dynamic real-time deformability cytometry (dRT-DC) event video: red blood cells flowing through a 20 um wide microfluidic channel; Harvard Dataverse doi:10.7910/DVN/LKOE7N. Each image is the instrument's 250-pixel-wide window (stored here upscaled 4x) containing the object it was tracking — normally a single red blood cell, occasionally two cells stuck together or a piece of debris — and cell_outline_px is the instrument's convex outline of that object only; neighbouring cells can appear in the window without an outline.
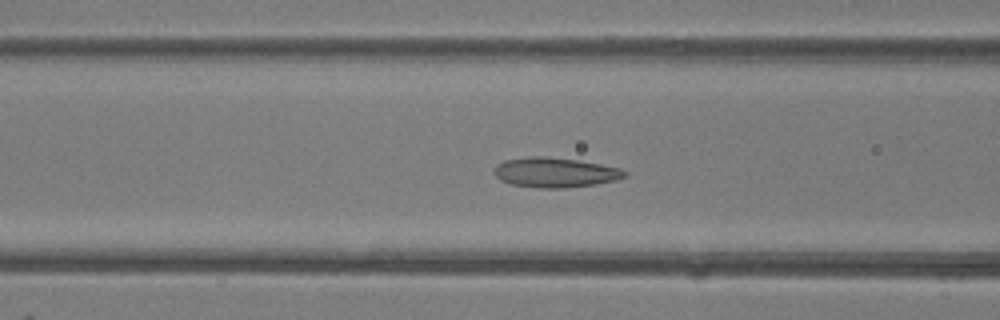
{"species": "common noctule bat (a hibernating species)", "species_latin": "Nyctalus noctula", "temperature_condition": "room temperature", "stored_images_in_passage": 49, "camera_frame_rate_fps": 3000, "um_per_image_px": 0.085, "animal": {"sex": "female"}, "frame": {"image": 1, "passage_image": 19, "time_ms": 6.0, "image_size_px": [1000, 320], "cell_outline_px": [[628, 176], [616, 180], [596, 184], [564, 188], [540, 188], [512, 184], [500, 180], [492, 172], [496, 164], [504, 160], [532, 156], [548, 156], [576, 160], [600, 164], [620, 168], [628, 172]], "centroid_in_image_um": [47.18, 14.65], "position_along_channel_um": 119.4, "area_um2": 22.83}}
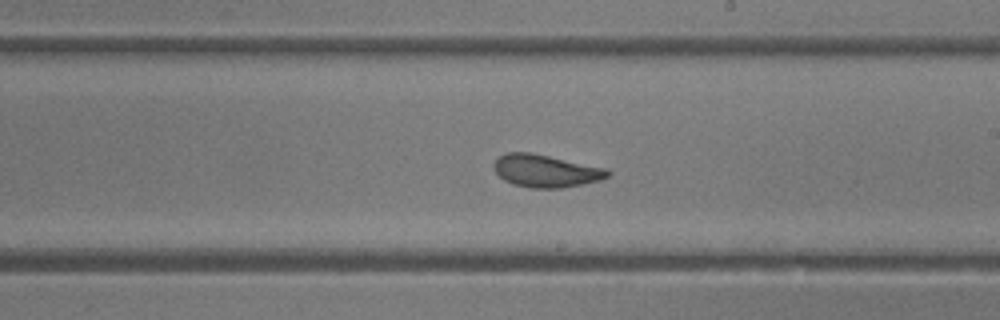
{"frame": {"image": 2, "passage_image": 28, "time_ms": 9.0, "image_size_px": [1000, 320], "cell_outline_px": [[612, 172], [608, 176], [600, 180], [560, 188], [528, 188], [512, 184], [504, 180], [492, 168], [492, 164], [504, 152], [528, 152], [608, 168]], "centroid_in_image_um": [46.37, 14.52], "position_along_channel_um": 242.6, "area_um2": 21.62}}
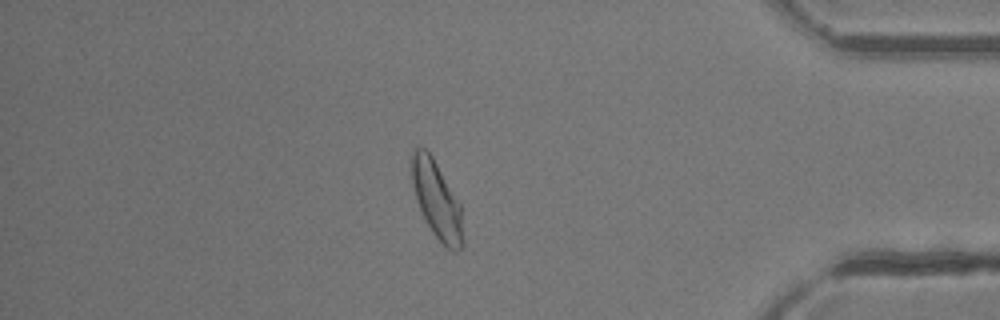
{"frame": {"image": 3, "passage_image": 42, "time_ms": 13.667, "image_size_px": [1000, 320], "cell_outline_px": [[464, 244], [456, 252], [452, 252], [432, 232], [416, 200], [412, 184], [412, 152], [416, 148], [424, 148], [432, 156], [460, 204], [464, 240]], "centroid_in_image_um": [37.14, 17.03], "position_along_channel_um": 398.1, "area_um2": 22.6}, "authors_computed_cell_mechanics": {"area_um2": 23.0622, "velocity_mm_per_s": 4.115, "shape_relaxation_time_tau1_ms": 5.1413, "shape_relaxation_time_tau2_ms": 1.2671, "deformation_change_tau1": 0.1536, "deformation_change_tau2": 0.08}}